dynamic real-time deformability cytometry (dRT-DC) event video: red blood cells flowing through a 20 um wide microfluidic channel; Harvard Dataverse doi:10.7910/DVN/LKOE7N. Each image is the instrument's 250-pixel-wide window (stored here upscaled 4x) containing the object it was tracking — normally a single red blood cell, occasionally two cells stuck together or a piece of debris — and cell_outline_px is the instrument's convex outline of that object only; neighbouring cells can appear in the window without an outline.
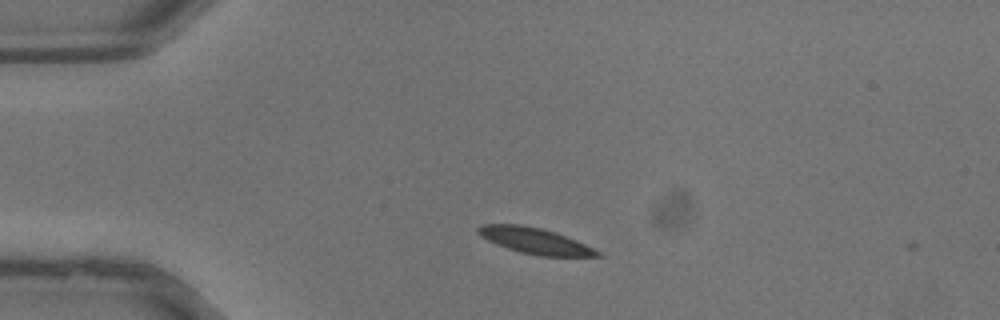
{"species": "common noctule bat (a hibernating species)", "species_latin": "Nyctalus noctula", "temperature_condition": "warm", "stored_images_in_passage": 31, "camera_frame_rate_fps": 3000, "um_per_image_px": 0.085, "animal": {"sex": "male", "body_mass_g": 13.3}, "frame": {"image": 1, "passage_image": 2, "time_ms": 0.333, "image_size_px": [1000, 320], "cell_outline_px": [[604, 256], [540, 256], [520, 252], [496, 244], [488, 240], [476, 232], [476, 228], [480, 224], [520, 224], [540, 228], [556, 232], [576, 240], [600, 252]], "centroid_in_image_um": [45.44, 20.46], "position_along_channel_um": 39.6, "area_um2": 17.92}}
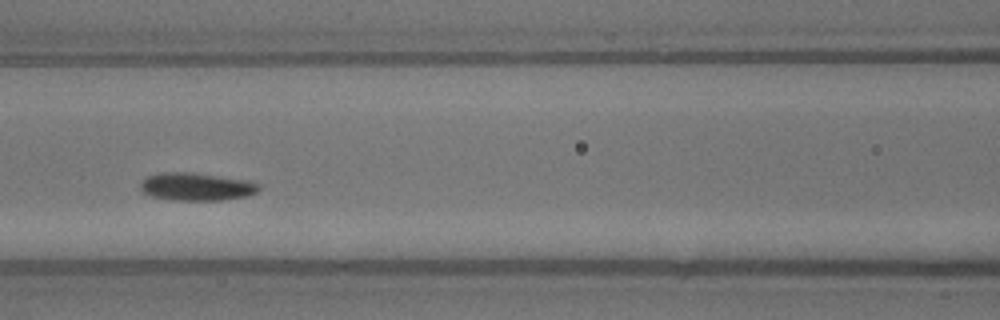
{"frame": {"image": 2, "passage_image": 10, "time_ms": 3.0, "image_size_px": [1000, 320], "cell_outline_px": [[260, 188], [256, 192], [244, 196], [220, 200], [172, 200], [152, 196], [140, 192], [140, 184], [148, 176], [160, 172], [192, 172], [248, 180], [260, 184]], "centroid_in_image_um": [16.67, 15.86], "position_along_channel_um": 149.9, "area_um2": 19.19}}
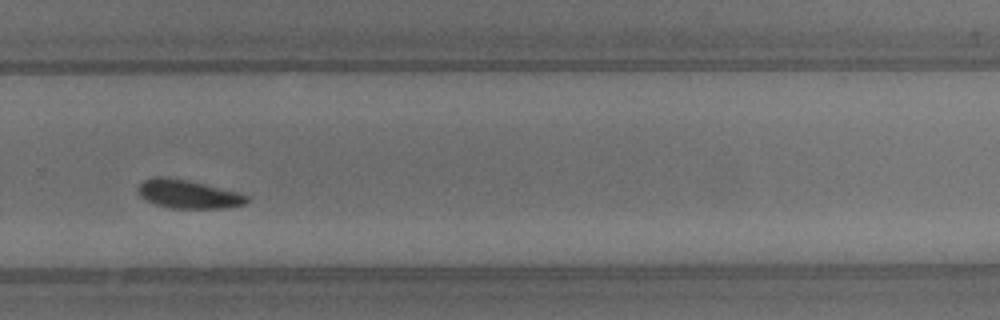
{"frame": {"image": 3, "passage_image": 19, "time_ms": 6.0, "image_size_px": [1000, 320], "cell_outline_px": [[248, 200], [244, 204], [224, 208], [172, 208], [156, 204], [140, 196], [136, 192], [136, 188], [144, 180], [152, 176], [164, 176], [188, 180], [240, 192], [248, 196]], "centroid_in_image_um": [15.97, 16.48], "position_along_channel_um": 313.8, "area_um2": 18.15}}